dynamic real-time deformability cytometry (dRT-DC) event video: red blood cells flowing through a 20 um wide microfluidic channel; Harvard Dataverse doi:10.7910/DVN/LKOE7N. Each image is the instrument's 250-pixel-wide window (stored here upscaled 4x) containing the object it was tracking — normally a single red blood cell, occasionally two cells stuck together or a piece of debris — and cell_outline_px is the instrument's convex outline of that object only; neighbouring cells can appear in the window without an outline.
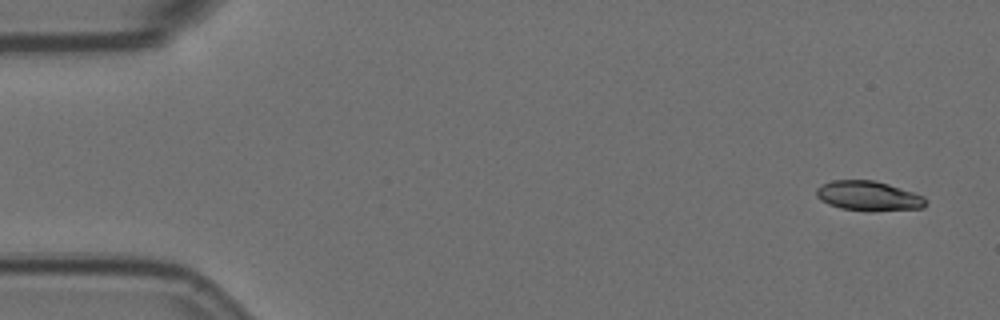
{"species": "Egyptian fruit bat (a non-hibernating species)", "species_latin": "Rousettus aegyptiacus", "temperature_condition": "room temperature", "stored_images_in_passage": 14, "camera_frame_rate_fps": 3000, "um_per_image_px": 0.085, "animal": {"sex": "female"}, "frame": {"image": 1, "passage_image": 1, "time_ms": 0.0, "image_size_px": [1000, 320], "cell_outline_px": [[928, 204], [924, 208], [872, 212], [840, 208], [828, 204], [820, 200], [816, 196], [816, 188], [820, 184], [832, 180], [872, 180], [888, 184], [924, 196], [928, 200]], "centroid_in_image_um": [73.83, 16.67], "position_along_channel_um": 11.2, "area_um2": 19.31}}
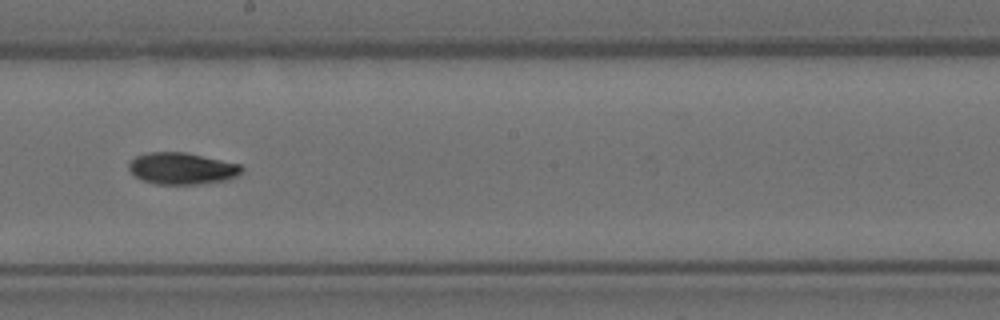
{"frame": {"image": 2, "passage_image": 8, "time_ms": 2.333, "image_size_px": [1000, 320], "cell_outline_px": [[244, 168], [236, 176], [228, 180], [196, 184], [156, 184], [140, 180], [128, 168], [128, 164], [136, 156], [148, 152], [184, 152], [240, 164]], "centroid_in_image_um": [15.45, 14.32], "position_along_channel_um": 232.8, "area_um2": 20.75}}
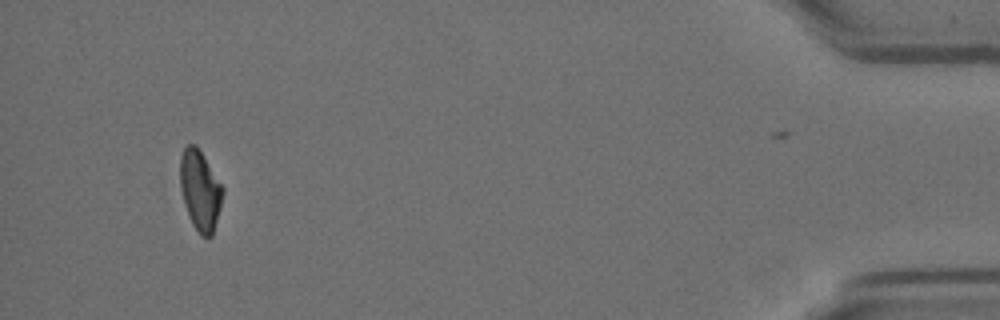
{"frame": {"image": 3, "passage_image": 13, "time_ms": 4.0, "image_size_px": [1000, 320], "cell_outline_px": [[224, 192], [212, 236], [200, 236], [192, 224], [188, 216], [180, 188], [180, 156], [184, 148], [188, 144], [196, 144], [224, 188]], "centroid_in_image_um": [17.0, 16.17], "position_along_channel_um": 418.2, "area_um2": 19.83}}